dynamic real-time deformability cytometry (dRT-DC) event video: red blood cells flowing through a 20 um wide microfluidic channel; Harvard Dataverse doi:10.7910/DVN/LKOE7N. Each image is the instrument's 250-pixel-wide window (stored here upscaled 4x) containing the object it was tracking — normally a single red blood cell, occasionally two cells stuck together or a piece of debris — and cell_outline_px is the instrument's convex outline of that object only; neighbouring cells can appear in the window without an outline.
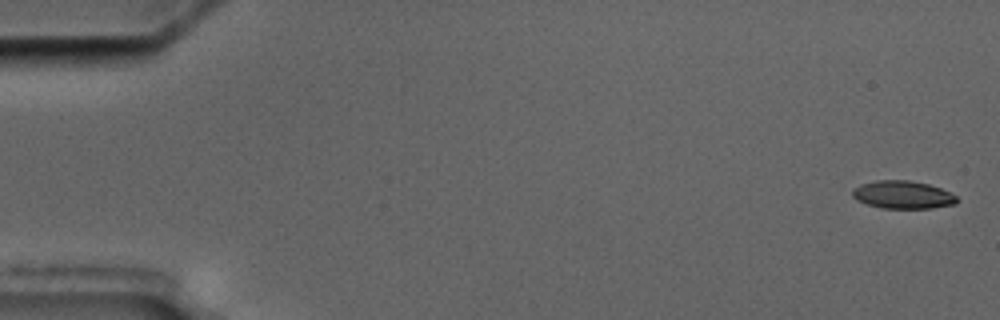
{"species": "common noctule bat (a hibernating species)", "species_latin": "Nyctalus noctula", "temperature_condition": "cold", "stored_images_in_passage": 6, "camera_frame_rate_fps": 3000, "um_per_image_px": 0.085, "animal": {"sex": "male", "body_mass_g": 17.5, "forearm_length_mm": 52.3}, "frame": {"image": 1, "passage_image": 1, "time_ms": 0.0, "image_size_px": [1000, 320], "cell_outline_px": [[960, 200], [956, 204], [932, 208], [880, 208], [856, 200], [852, 196], [852, 188], [860, 184], [876, 180], [908, 180], [928, 184], [940, 188], [956, 196]], "centroid_in_image_um": [76.72, 16.55], "position_along_channel_um": 8.3, "area_um2": 17.05}}
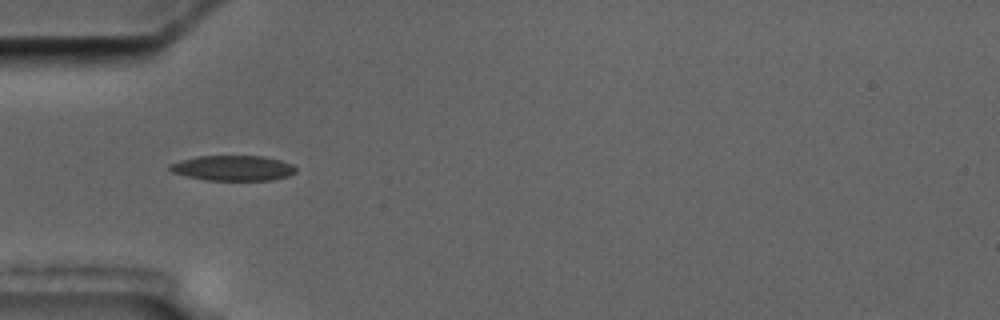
{"frame": {"image": 2, "passage_image": 5, "time_ms": 5.667, "image_size_px": [1000, 320], "cell_outline_px": [[296, 172], [288, 176], [272, 180], [204, 180], [172, 172], [168, 168], [168, 164], [180, 160], [196, 156], [264, 156], [280, 160], [292, 164], [296, 168]], "centroid_in_image_um": [19.79, 14.28], "position_along_channel_um": 65.2, "area_um2": 18.61}}
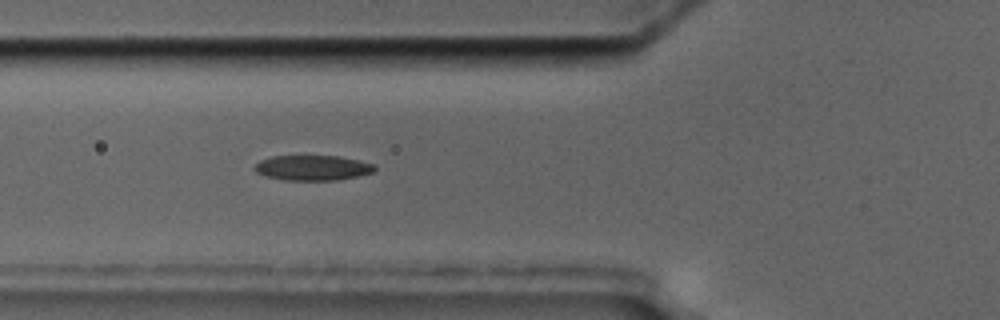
{"frame": {"image": 3, "passage_image": 6, "time_ms": 6.667, "image_size_px": [1000, 320], "cell_outline_px": [[376, 168], [372, 172], [356, 176], [336, 180], [284, 180], [268, 176], [256, 172], [252, 168], [260, 160], [272, 156], [340, 156], [372, 164]], "centroid_in_image_um": [26.52, 14.26], "position_along_channel_um": 99.3, "area_um2": 17.34}}